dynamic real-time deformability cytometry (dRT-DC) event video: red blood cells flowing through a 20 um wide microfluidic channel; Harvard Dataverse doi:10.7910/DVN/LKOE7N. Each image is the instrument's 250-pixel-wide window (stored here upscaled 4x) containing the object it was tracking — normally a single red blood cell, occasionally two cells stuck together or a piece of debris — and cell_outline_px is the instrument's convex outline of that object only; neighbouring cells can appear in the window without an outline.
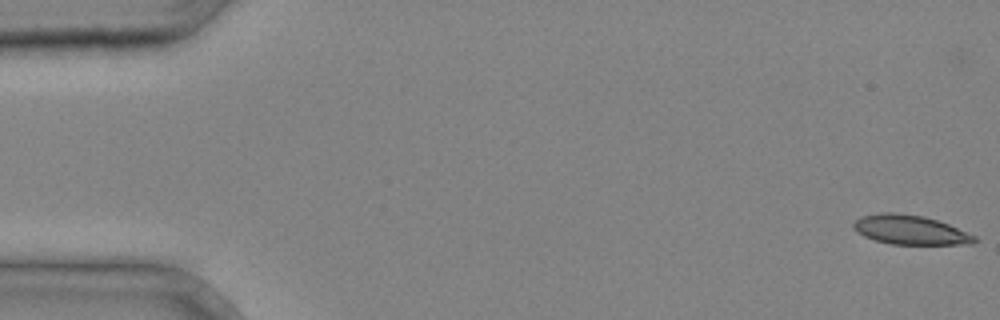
{"species": "common noctule bat (a hibernating species)", "species_latin": "Nyctalus noctula", "temperature_condition": "cold", "stored_images_in_passage": 3, "camera_frame_rate_fps": 3000, "um_per_image_px": 0.085, "animal": {"sex": "male", "body_mass_g": 20.4}, "frame": {"image": 1, "passage_image": 1, "time_ms": 0.0, "image_size_px": [1000, 320], "cell_outline_px": [[976, 240], [972, 244], [892, 244], [876, 240], [864, 236], [856, 232], [852, 228], [852, 224], [860, 216], [884, 212], [892, 212], [924, 216], [948, 224], [976, 236]], "centroid_in_image_um": [77.33, 19.53], "position_along_channel_um": 7.7, "area_um2": 20.58}}